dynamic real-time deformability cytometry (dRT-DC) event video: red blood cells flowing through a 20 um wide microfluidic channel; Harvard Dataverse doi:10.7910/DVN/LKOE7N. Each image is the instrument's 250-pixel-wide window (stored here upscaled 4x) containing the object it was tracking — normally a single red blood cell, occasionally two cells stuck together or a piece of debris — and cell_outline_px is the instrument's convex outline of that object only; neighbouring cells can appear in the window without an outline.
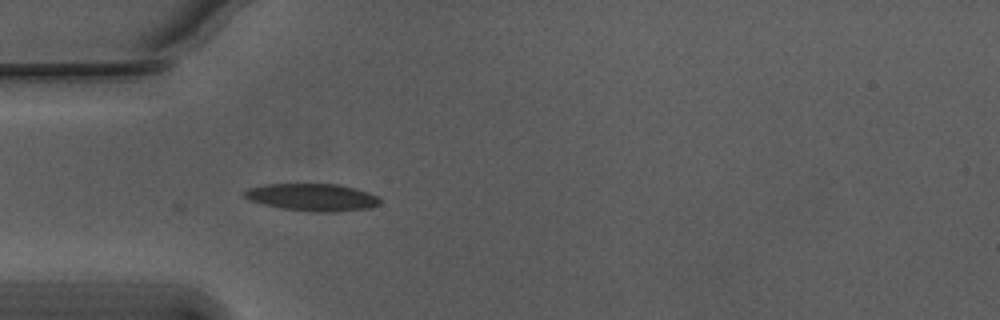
{"species": "Egyptian fruit bat (a non-hibernating species)", "species_latin": "Rousettus aegyptiacus", "temperature_condition": "warm", "stored_images_in_passage": 4, "camera_frame_rate_fps": 3000, "um_per_image_px": 0.085, "animal": {"sex": "male"}, "frame": {"image": 1, "passage_image": 1, "time_ms": 0.0, "image_size_px": [1000, 320], "cell_outline_px": [[380, 204], [372, 208], [336, 212], [316, 212], [280, 208], [248, 200], [244, 196], [244, 192], [248, 188], [264, 184], [340, 184], [356, 188], [368, 192], [376, 196], [380, 200]], "centroid_in_image_um": [26.57, 16.77], "position_along_channel_um": 58.4, "area_um2": 21.73}}
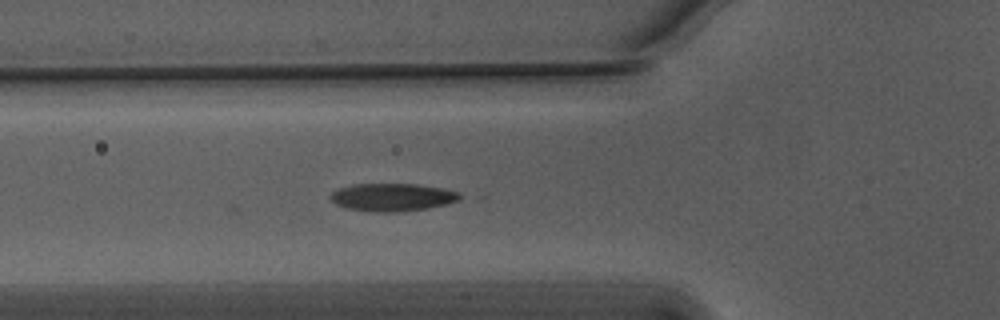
{"frame": {"image": 2, "passage_image": 4, "time_ms": 1.0, "image_size_px": [1000, 320], "cell_outline_px": [[468, 196], [460, 200], [448, 204], [428, 208], [396, 212], [368, 212], [344, 208], [336, 204], [328, 196], [332, 192], [340, 188], [352, 184], [416, 184], [444, 188], [460, 192]], "centroid_in_image_um": [33.41, 16.77], "position_along_channel_um": 92.4, "area_um2": 21.44}}